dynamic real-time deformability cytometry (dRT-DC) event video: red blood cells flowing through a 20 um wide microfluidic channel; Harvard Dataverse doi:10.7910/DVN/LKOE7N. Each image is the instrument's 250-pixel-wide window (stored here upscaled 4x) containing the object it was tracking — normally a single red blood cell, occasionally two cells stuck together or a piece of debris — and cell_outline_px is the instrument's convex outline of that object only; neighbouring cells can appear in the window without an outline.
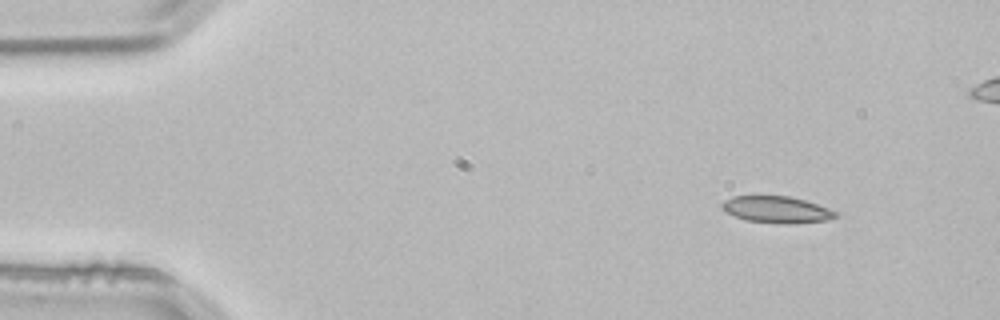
{"species": "common noctule bat (a hibernating species)", "species_latin": "Nyctalus noctula", "temperature_condition": "room temperature", "stored_images_in_passage": 3, "camera_frame_rate_fps": 3000, "um_per_image_px": 0.085, "animal": {"sex": "male", "body_mass_g": 21.5, "forearm_length_mm": 52.0}, "frame": {"image": 1, "passage_image": 1, "time_ms": 0.0, "image_size_px": [1000, 320], "cell_outline_px": [[840, 212], [836, 216], [828, 220], [796, 224], [780, 224], [744, 220], [720, 208], [720, 204], [724, 200], [732, 196], [788, 196], [804, 200]], "centroid_in_image_um": [66.02, 17.82], "position_along_channel_um": 19.0, "area_um2": 17.8}}